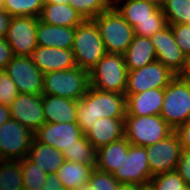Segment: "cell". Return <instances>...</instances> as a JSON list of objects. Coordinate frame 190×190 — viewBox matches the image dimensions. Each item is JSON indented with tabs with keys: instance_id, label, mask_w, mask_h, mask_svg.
<instances>
[{
	"instance_id": "obj_33",
	"label": "cell",
	"mask_w": 190,
	"mask_h": 190,
	"mask_svg": "<svg viewBox=\"0 0 190 190\" xmlns=\"http://www.w3.org/2000/svg\"><path fill=\"white\" fill-rule=\"evenodd\" d=\"M148 185L152 190H186L185 181L176 170L154 175Z\"/></svg>"
},
{
	"instance_id": "obj_21",
	"label": "cell",
	"mask_w": 190,
	"mask_h": 190,
	"mask_svg": "<svg viewBox=\"0 0 190 190\" xmlns=\"http://www.w3.org/2000/svg\"><path fill=\"white\" fill-rule=\"evenodd\" d=\"M46 123H71L77 121V100L42 95Z\"/></svg>"
},
{
	"instance_id": "obj_6",
	"label": "cell",
	"mask_w": 190,
	"mask_h": 190,
	"mask_svg": "<svg viewBox=\"0 0 190 190\" xmlns=\"http://www.w3.org/2000/svg\"><path fill=\"white\" fill-rule=\"evenodd\" d=\"M173 131L160 115H126L124 119V137L132 145L143 147L152 145Z\"/></svg>"
},
{
	"instance_id": "obj_1",
	"label": "cell",
	"mask_w": 190,
	"mask_h": 190,
	"mask_svg": "<svg viewBox=\"0 0 190 190\" xmlns=\"http://www.w3.org/2000/svg\"><path fill=\"white\" fill-rule=\"evenodd\" d=\"M126 95L101 91L91 86L77 101V121L85 134L98 118H125Z\"/></svg>"
},
{
	"instance_id": "obj_22",
	"label": "cell",
	"mask_w": 190,
	"mask_h": 190,
	"mask_svg": "<svg viewBox=\"0 0 190 190\" xmlns=\"http://www.w3.org/2000/svg\"><path fill=\"white\" fill-rule=\"evenodd\" d=\"M75 27L50 25L38 19L36 32L39 46L72 49Z\"/></svg>"
},
{
	"instance_id": "obj_2",
	"label": "cell",
	"mask_w": 190,
	"mask_h": 190,
	"mask_svg": "<svg viewBox=\"0 0 190 190\" xmlns=\"http://www.w3.org/2000/svg\"><path fill=\"white\" fill-rule=\"evenodd\" d=\"M77 67L90 72L107 53L95 22L85 19L75 27L72 49Z\"/></svg>"
},
{
	"instance_id": "obj_15",
	"label": "cell",
	"mask_w": 190,
	"mask_h": 190,
	"mask_svg": "<svg viewBox=\"0 0 190 190\" xmlns=\"http://www.w3.org/2000/svg\"><path fill=\"white\" fill-rule=\"evenodd\" d=\"M84 133L76 122L44 123L35 133L34 138L59 151L72 147Z\"/></svg>"
},
{
	"instance_id": "obj_46",
	"label": "cell",
	"mask_w": 190,
	"mask_h": 190,
	"mask_svg": "<svg viewBox=\"0 0 190 190\" xmlns=\"http://www.w3.org/2000/svg\"><path fill=\"white\" fill-rule=\"evenodd\" d=\"M144 186L138 185V184H120L118 190H141Z\"/></svg>"
},
{
	"instance_id": "obj_52",
	"label": "cell",
	"mask_w": 190,
	"mask_h": 190,
	"mask_svg": "<svg viewBox=\"0 0 190 190\" xmlns=\"http://www.w3.org/2000/svg\"><path fill=\"white\" fill-rule=\"evenodd\" d=\"M141 190H152V189L149 185H147V186H144Z\"/></svg>"
},
{
	"instance_id": "obj_8",
	"label": "cell",
	"mask_w": 190,
	"mask_h": 190,
	"mask_svg": "<svg viewBox=\"0 0 190 190\" xmlns=\"http://www.w3.org/2000/svg\"><path fill=\"white\" fill-rule=\"evenodd\" d=\"M34 133L10 118L0 126V160L19 161L26 158Z\"/></svg>"
},
{
	"instance_id": "obj_13",
	"label": "cell",
	"mask_w": 190,
	"mask_h": 190,
	"mask_svg": "<svg viewBox=\"0 0 190 190\" xmlns=\"http://www.w3.org/2000/svg\"><path fill=\"white\" fill-rule=\"evenodd\" d=\"M38 17H12L5 39L9 43L15 56H32L37 48Z\"/></svg>"
},
{
	"instance_id": "obj_41",
	"label": "cell",
	"mask_w": 190,
	"mask_h": 190,
	"mask_svg": "<svg viewBox=\"0 0 190 190\" xmlns=\"http://www.w3.org/2000/svg\"><path fill=\"white\" fill-rule=\"evenodd\" d=\"M175 132L179 137L182 149L190 150V118L178 127Z\"/></svg>"
},
{
	"instance_id": "obj_28",
	"label": "cell",
	"mask_w": 190,
	"mask_h": 190,
	"mask_svg": "<svg viewBox=\"0 0 190 190\" xmlns=\"http://www.w3.org/2000/svg\"><path fill=\"white\" fill-rule=\"evenodd\" d=\"M22 188L24 185L20 160H0V190H19Z\"/></svg>"
},
{
	"instance_id": "obj_20",
	"label": "cell",
	"mask_w": 190,
	"mask_h": 190,
	"mask_svg": "<svg viewBox=\"0 0 190 190\" xmlns=\"http://www.w3.org/2000/svg\"><path fill=\"white\" fill-rule=\"evenodd\" d=\"M114 8L132 27L137 22L167 21L162 8L146 0H126L123 6L115 5Z\"/></svg>"
},
{
	"instance_id": "obj_53",
	"label": "cell",
	"mask_w": 190,
	"mask_h": 190,
	"mask_svg": "<svg viewBox=\"0 0 190 190\" xmlns=\"http://www.w3.org/2000/svg\"><path fill=\"white\" fill-rule=\"evenodd\" d=\"M186 190H190V186L186 185Z\"/></svg>"
},
{
	"instance_id": "obj_37",
	"label": "cell",
	"mask_w": 190,
	"mask_h": 190,
	"mask_svg": "<svg viewBox=\"0 0 190 190\" xmlns=\"http://www.w3.org/2000/svg\"><path fill=\"white\" fill-rule=\"evenodd\" d=\"M172 32L174 34L176 43L182 50V52L187 55L190 53V25L187 24H175L170 25Z\"/></svg>"
},
{
	"instance_id": "obj_40",
	"label": "cell",
	"mask_w": 190,
	"mask_h": 190,
	"mask_svg": "<svg viewBox=\"0 0 190 190\" xmlns=\"http://www.w3.org/2000/svg\"><path fill=\"white\" fill-rule=\"evenodd\" d=\"M14 56L13 50L7 40L0 38V69L4 70Z\"/></svg>"
},
{
	"instance_id": "obj_42",
	"label": "cell",
	"mask_w": 190,
	"mask_h": 190,
	"mask_svg": "<svg viewBox=\"0 0 190 190\" xmlns=\"http://www.w3.org/2000/svg\"><path fill=\"white\" fill-rule=\"evenodd\" d=\"M42 190H64L61 180L56 174H47V178Z\"/></svg>"
},
{
	"instance_id": "obj_3",
	"label": "cell",
	"mask_w": 190,
	"mask_h": 190,
	"mask_svg": "<svg viewBox=\"0 0 190 190\" xmlns=\"http://www.w3.org/2000/svg\"><path fill=\"white\" fill-rule=\"evenodd\" d=\"M90 87L89 72L80 67L43 73L42 95L81 99Z\"/></svg>"
},
{
	"instance_id": "obj_45",
	"label": "cell",
	"mask_w": 190,
	"mask_h": 190,
	"mask_svg": "<svg viewBox=\"0 0 190 190\" xmlns=\"http://www.w3.org/2000/svg\"><path fill=\"white\" fill-rule=\"evenodd\" d=\"M11 118L10 109L7 105L0 104V126Z\"/></svg>"
},
{
	"instance_id": "obj_7",
	"label": "cell",
	"mask_w": 190,
	"mask_h": 190,
	"mask_svg": "<svg viewBox=\"0 0 190 190\" xmlns=\"http://www.w3.org/2000/svg\"><path fill=\"white\" fill-rule=\"evenodd\" d=\"M160 116L175 131L190 118V83L176 77L164 88Z\"/></svg>"
},
{
	"instance_id": "obj_17",
	"label": "cell",
	"mask_w": 190,
	"mask_h": 190,
	"mask_svg": "<svg viewBox=\"0 0 190 190\" xmlns=\"http://www.w3.org/2000/svg\"><path fill=\"white\" fill-rule=\"evenodd\" d=\"M31 57L34 64L42 73L76 67L73 51L71 49L38 45Z\"/></svg>"
},
{
	"instance_id": "obj_12",
	"label": "cell",
	"mask_w": 190,
	"mask_h": 190,
	"mask_svg": "<svg viewBox=\"0 0 190 190\" xmlns=\"http://www.w3.org/2000/svg\"><path fill=\"white\" fill-rule=\"evenodd\" d=\"M4 71L17 86L19 93L42 94L43 73L31 56H14Z\"/></svg>"
},
{
	"instance_id": "obj_18",
	"label": "cell",
	"mask_w": 190,
	"mask_h": 190,
	"mask_svg": "<svg viewBox=\"0 0 190 190\" xmlns=\"http://www.w3.org/2000/svg\"><path fill=\"white\" fill-rule=\"evenodd\" d=\"M125 95L126 115H160L163 106L164 88H156L138 94Z\"/></svg>"
},
{
	"instance_id": "obj_11",
	"label": "cell",
	"mask_w": 190,
	"mask_h": 190,
	"mask_svg": "<svg viewBox=\"0 0 190 190\" xmlns=\"http://www.w3.org/2000/svg\"><path fill=\"white\" fill-rule=\"evenodd\" d=\"M120 184L130 183L147 186L151 179L146 147L129 145L123 154L121 165L112 174Z\"/></svg>"
},
{
	"instance_id": "obj_10",
	"label": "cell",
	"mask_w": 190,
	"mask_h": 190,
	"mask_svg": "<svg viewBox=\"0 0 190 190\" xmlns=\"http://www.w3.org/2000/svg\"><path fill=\"white\" fill-rule=\"evenodd\" d=\"M182 150L175 131L159 142L146 146L151 178L157 174L175 171Z\"/></svg>"
},
{
	"instance_id": "obj_43",
	"label": "cell",
	"mask_w": 190,
	"mask_h": 190,
	"mask_svg": "<svg viewBox=\"0 0 190 190\" xmlns=\"http://www.w3.org/2000/svg\"><path fill=\"white\" fill-rule=\"evenodd\" d=\"M12 16L6 11L0 10V38H5Z\"/></svg>"
},
{
	"instance_id": "obj_32",
	"label": "cell",
	"mask_w": 190,
	"mask_h": 190,
	"mask_svg": "<svg viewBox=\"0 0 190 190\" xmlns=\"http://www.w3.org/2000/svg\"><path fill=\"white\" fill-rule=\"evenodd\" d=\"M23 174V185L27 190H42L47 174L28 157L20 160Z\"/></svg>"
},
{
	"instance_id": "obj_47",
	"label": "cell",
	"mask_w": 190,
	"mask_h": 190,
	"mask_svg": "<svg viewBox=\"0 0 190 190\" xmlns=\"http://www.w3.org/2000/svg\"><path fill=\"white\" fill-rule=\"evenodd\" d=\"M70 0H45V3H53V4H60V3H69Z\"/></svg>"
},
{
	"instance_id": "obj_30",
	"label": "cell",
	"mask_w": 190,
	"mask_h": 190,
	"mask_svg": "<svg viewBox=\"0 0 190 190\" xmlns=\"http://www.w3.org/2000/svg\"><path fill=\"white\" fill-rule=\"evenodd\" d=\"M161 8L168 25L190 23L189 0H166Z\"/></svg>"
},
{
	"instance_id": "obj_23",
	"label": "cell",
	"mask_w": 190,
	"mask_h": 190,
	"mask_svg": "<svg viewBox=\"0 0 190 190\" xmlns=\"http://www.w3.org/2000/svg\"><path fill=\"white\" fill-rule=\"evenodd\" d=\"M124 60L128 70H136L156 61V51L150 38L138 35L133 36V40L125 51Z\"/></svg>"
},
{
	"instance_id": "obj_35",
	"label": "cell",
	"mask_w": 190,
	"mask_h": 190,
	"mask_svg": "<svg viewBox=\"0 0 190 190\" xmlns=\"http://www.w3.org/2000/svg\"><path fill=\"white\" fill-rule=\"evenodd\" d=\"M88 184L90 187L97 188L98 190H118L120 186V183L112 174L96 168L93 170Z\"/></svg>"
},
{
	"instance_id": "obj_4",
	"label": "cell",
	"mask_w": 190,
	"mask_h": 190,
	"mask_svg": "<svg viewBox=\"0 0 190 190\" xmlns=\"http://www.w3.org/2000/svg\"><path fill=\"white\" fill-rule=\"evenodd\" d=\"M92 20L98 28L106 52L124 54L133 40L134 29L119 12L110 7Z\"/></svg>"
},
{
	"instance_id": "obj_36",
	"label": "cell",
	"mask_w": 190,
	"mask_h": 190,
	"mask_svg": "<svg viewBox=\"0 0 190 190\" xmlns=\"http://www.w3.org/2000/svg\"><path fill=\"white\" fill-rule=\"evenodd\" d=\"M18 94L17 86L2 70L0 73V104L9 106Z\"/></svg>"
},
{
	"instance_id": "obj_5",
	"label": "cell",
	"mask_w": 190,
	"mask_h": 190,
	"mask_svg": "<svg viewBox=\"0 0 190 190\" xmlns=\"http://www.w3.org/2000/svg\"><path fill=\"white\" fill-rule=\"evenodd\" d=\"M128 69L123 54L106 53L89 72L90 86L125 94Z\"/></svg>"
},
{
	"instance_id": "obj_51",
	"label": "cell",
	"mask_w": 190,
	"mask_h": 190,
	"mask_svg": "<svg viewBox=\"0 0 190 190\" xmlns=\"http://www.w3.org/2000/svg\"><path fill=\"white\" fill-rule=\"evenodd\" d=\"M4 7V0H0V10H3Z\"/></svg>"
},
{
	"instance_id": "obj_25",
	"label": "cell",
	"mask_w": 190,
	"mask_h": 190,
	"mask_svg": "<svg viewBox=\"0 0 190 190\" xmlns=\"http://www.w3.org/2000/svg\"><path fill=\"white\" fill-rule=\"evenodd\" d=\"M27 157L48 174H56L65 161L61 151L38 142L35 138L30 146Z\"/></svg>"
},
{
	"instance_id": "obj_24",
	"label": "cell",
	"mask_w": 190,
	"mask_h": 190,
	"mask_svg": "<svg viewBox=\"0 0 190 190\" xmlns=\"http://www.w3.org/2000/svg\"><path fill=\"white\" fill-rule=\"evenodd\" d=\"M39 19L50 25L76 27L85 19L69 3H44Z\"/></svg>"
},
{
	"instance_id": "obj_49",
	"label": "cell",
	"mask_w": 190,
	"mask_h": 190,
	"mask_svg": "<svg viewBox=\"0 0 190 190\" xmlns=\"http://www.w3.org/2000/svg\"><path fill=\"white\" fill-rule=\"evenodd\" d=\"M77 190H98V189L90 187L89 184H85L82 187L78 188Z\"/></svg>"
},
{
	"instance_id": "obj_29",
	"label": "cell",
	"mask_w": 190,
	"mask_h": 190,
	"mask_svg": "<svg viewBox=\"0 0 190 190\" xmlns=\"http://www.w3.org/2000/svg\"><path fill=\"white\" fill-rule=\"evenodd\" d=\"M62 153L67 161L96 165V149L87 140L85 134L76 141V144L63 150Z\"/></svg>"
},
{
	"instance_id": "obj_39",
	"label": "cell",
	"mask_w": 190,
	"mask_h": 190,
	"mask_svg": "<svg viewBox=\"0 0 190 190\" xmlns=\"http://www.w3.org/2000/svg\"><path fill=\"white\" fill-rule=\"evenodd\" d=\"M176 172L185 181V184L190 186V150H182Z\"/></svg>"
},
{
	"instance_id": "obj_14",
	"label": "cell",
	"mask_w": 190,
	"mask_h": 190,
	"mask_svg": "<svg viewBox=\"0 0 190 190\" xmlns=\"http://www.w3.org/2000/svg\"><path fill=\"white\" fill-rule=\"evenodd\" d=\"M11 118L35 133L45 122L42 94L19 93L9 105Z\"/></svg>"
},
{
	"instance_id": "obj_48",
	"label": "cell",
	"mask_w": 190,
	"mask_h": 190,
	"mask_svg": "<svg viewBox=\"0 0 190 190\" xmlns=\"http://www.w3.org/2000/svg\"><path fill=\"white\" fill-rule=\"evenodd\" d=\"M146 1H149L151 3H154L156 4L158 7H162L165 3L166 0H146Z\"/></svg>"
},
{
	"instance_id": "obj_50",
	"label": "cell",
	"mask_w": 190,
	"mask_h": 190,
	"mask_svg": "<svg viewBox=\"0 0 190 190\" xmlns=\"http://www.w3.org/2000/svg\"><path fill=\"white\" fill-rule=\"evenodd\" d=\"M119 1L118 0H114L115 3L116 2L119 3ZM107 3L109 4L110 7H114L115 6V3L113 4V0H107Z\"/></svg>"
},
{
	"instance_id": "obj_38",
	"label": "cell",
	"mask_w": 190,
	"mask_h": 190,
	"mask_svg": "<svg viewBox=\"0 0 190 190\" xmlns=\"http://www.w3.org/2000/svg\"><path fill=\"white\" fill-rule=\"evenodd\" d=\"M168 25L167 21L137 22L133 27L134 35L150 38Z\"/></svg>"
},
{
	"instance_id": "obj_26",
	"label": "cell",
	"mask_w": 190,
	"mask_h": 190,
	"mask_svg": "<svg viewBox=\"0 0 190 190\" xmlns=\"http://www.w3.org/2000/svg\"><path fill=\"white\" fill-rule=\"evenodd\" d=\"M94 169L93 164L65 160L56 175L61 180L64 190H77L89 183V178Z\"/></svg>"
},
{
	"instance_id": "obj_9",
	"label": "cell",
	"mask_w": 190,
	"mask_h": 190,
	"mask_svg": "<svg viewBox=\"0 0 190 190\" xmlns=\"http://www.w3.org/2000/svg\"><path fill=\"white\" fill-rule=\"evenodd\" d=\"M175 77V73L156 60L142 68L128 70L125 94L165 88Z\"/></svg>"
},
{
	"instance_id": "obj_19",
	"label": "cell",
	"mask_w": 190,
	"mask_h": 190,
	"mask_svg": "<svg viewBox=\"0 0 190 190\" xmlns=\"http://www.w3.org/2000/svg\"><path fill=\"white\" fill-rule=\"evenodd\" d=\"M125 118H98L85 133L87 140L97 150L124 138Z\"/></svg>"
},
{
	"instance_id": "obj_31",
	"label": "cell",
	"mask_w": 190,
	"mask_h": 190,
	"mask_svg": "<svg viewBox=\"0 0 190 190\" xmlns=\"http://www.w3.org/2000/svg\"><path fill=\"white\" fill-rule=\"evenodd\" d=\"M45 0H4L3 10L12 17H40Z\"/></svg>"
},
{
	"instance_id": "obj_27",
	"label": "cell",
	"mask_w": 190,
	"mask_h": 190,
	"mask_svg": "<svg viewBox=\"0 0 190 190\" xmlns=\"http://www.w3.org/2000/svg\"><path fill=\"white\" fill-rule=\"evenodd\" d=\"M130 143L126 138L112 142L96 150V165L95 168L113 174L121 165L123 154L129 150Z\"/></svg>"
},
{
	"instance_id": "obj_44",
	"label": "cell",
	"mask_w": 190,
	"mask_h": 190,
	"mask_svg": "<svg viewBox=\"0 0 190 190\" xmlns=\"http://www.w3.org/2000/svg\"><path fill=\"white\" fill-rule=\"evenodd\" d=\"M177 76L184 79H190V53L185 55L184 66Z\"/></svg>"
},
{
	"instance_id": "obj_16",
	"label": "cell",
	"mask_w": 190,
	"mask_h": 190,
	"mask_svg": "<svg viewBox=\"0 0 190 190\" xmlns=\"http://www.w3.org/2000/svg\"><path fill=\"white\" fill-rule=\"evenodd\" d=\"M156 51V59L178 75L185 62V54L176 43L172 28L167 25L150 37Z\"/></svg>"
},
{
	"instance_id": "obj_34",
	"label": "cell",
	"mask_w": 190,
	"mask_h": 190,
	"mask_svg": "<svg viewBox=\"0 0 190 190\" xmlns=\"http://www.w3.org/2000/svg\"><path fill=\"white\" fill-rule=\"evenodd\" d=\"M69 4L80 13L84 19H94L100 13L110 8L107 0H70Z\"/></svg>"
}]
</instances>
